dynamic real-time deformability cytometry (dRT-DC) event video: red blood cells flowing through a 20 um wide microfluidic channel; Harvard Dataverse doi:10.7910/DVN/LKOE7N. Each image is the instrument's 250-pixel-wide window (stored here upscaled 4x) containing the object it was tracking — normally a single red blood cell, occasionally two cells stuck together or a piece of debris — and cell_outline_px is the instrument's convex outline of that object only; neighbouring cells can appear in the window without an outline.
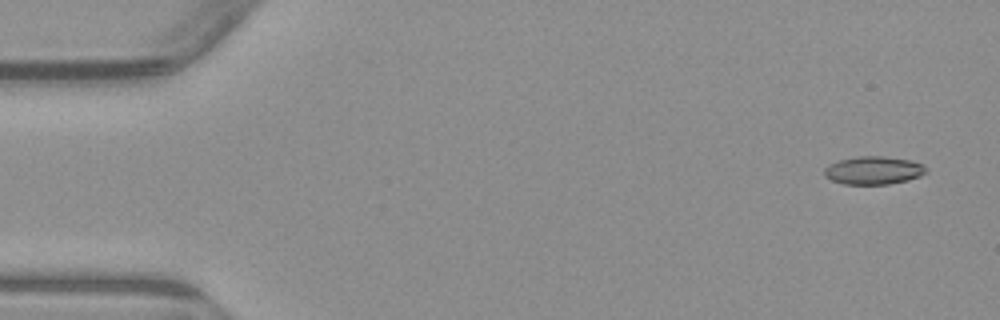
{"species": "common noctule bat (a hibernating species)", "species_latin": "Nyctalus noctula", "temperature_condition": "warm", "stored_images_in_passage": 4, "camera_frame_rate_fps": 3000, "um_per_image_px": 0.085, "animal": {"sex": "male", "body_mass_g": 23.1, "forearm_length_mm": 52.7}, "frame": {"image": 1, "passage_image": 1, "time_ms": 0.0, "image_size_px": [1000, 320], "cell_outline_px": [[928, 168], [920, 176], [908, 180], [888, 184], [844, 184], [832, 180], [824, 176], [824, 168], [828, 164], [840, 160], [860, 156], [884, 156], [908, 160], [924, 164]], "centroid_in_image_um": [74.24, 14.48], "position_along_channel_um": 10.8, "area_um2": 16.59}}
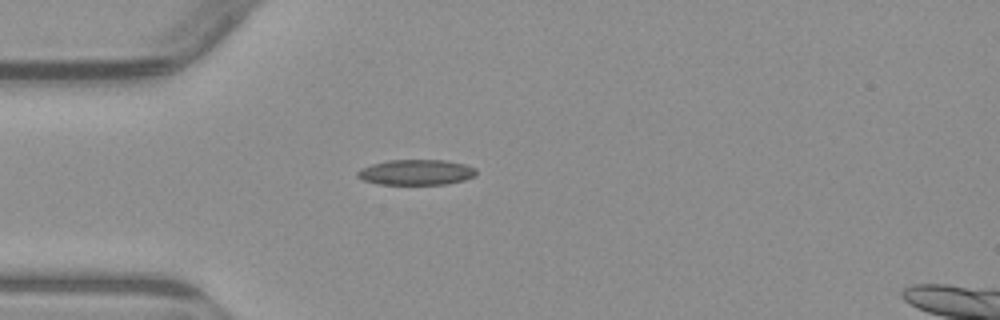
{"frame": {"image": 2, "passage_image": 3, "time_ms": 4.0, "image_size_px": [1000, 320], "cell_outline_px": [[476, 176], [464, 180], [448, 184], [380, 184], [364, 180], [356, 176], [356, 172], [360, 168], [372, 164], [388, 160], [444, 160], [464, 164], [476, 168]], "centroid_in_image_um": [35.38, 14.64], "position_along_channel_um": 49.6, "area_um2": 17.63}}